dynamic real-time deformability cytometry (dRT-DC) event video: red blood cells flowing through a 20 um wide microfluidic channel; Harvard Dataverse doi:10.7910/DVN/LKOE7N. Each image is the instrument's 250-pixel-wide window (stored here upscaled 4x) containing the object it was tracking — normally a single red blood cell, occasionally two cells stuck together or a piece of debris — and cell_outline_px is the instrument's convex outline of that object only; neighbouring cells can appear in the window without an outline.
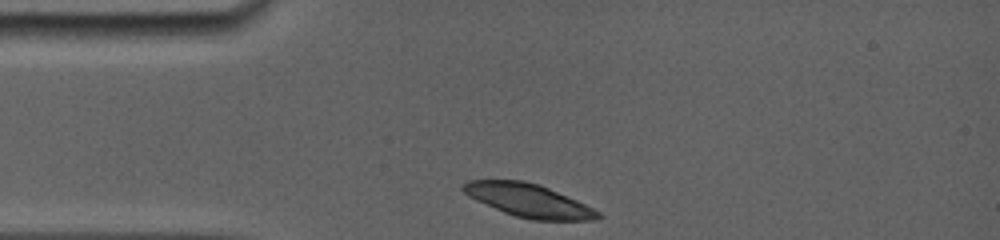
{"species": "common noctule bat (a hibernating species)", "species_latin": "Nyctalus noctula", "temperature_condition": "room temperature", "stored_images_in_passage": 4, "camera_frame_rate_fps": 5000, "um_per_image_px": 0.085, "animal": {"sex": "female", "body_mass_g": 19.0, "forearm_length_mm": 56.7}, "frame": {"image": 1, "passage_image": 1, "time_ms": 0.0, "image_size_px": [1000, 240], "cell_outline_px": [[604, 216], [596, 220], [532, 220], [516, 216], [504, 212], [476, 200], [468, 196], [460, 188], [468, 180], [524, 180], [540, 184], [576, 200], [600, 212]], "centroid_in_image_um": [44.94, 17.04], "position_along_channel_um": 40.1, "area_um2": 25.95}}